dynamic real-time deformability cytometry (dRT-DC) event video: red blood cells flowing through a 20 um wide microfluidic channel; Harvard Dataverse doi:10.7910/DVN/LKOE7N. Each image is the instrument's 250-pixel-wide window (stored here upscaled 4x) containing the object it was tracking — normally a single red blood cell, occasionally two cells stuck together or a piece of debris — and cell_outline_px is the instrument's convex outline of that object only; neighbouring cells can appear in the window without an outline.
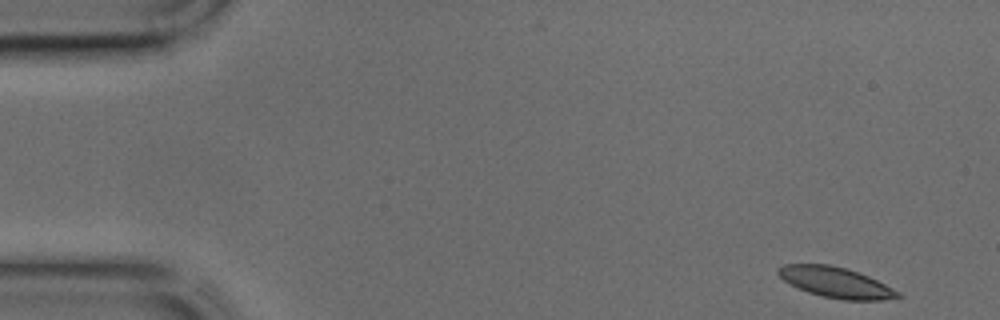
{"species": "common noctule bat (a hibernating species)", "species_latin": "Nyctalus noctula", "temperature_condition": "cold", "stored_images_in_passage": 42, "camera_frame_rate_fps": 3000, "um_per_image_px": 0.085, "animal": {"sex": "male", "body_mass_g": 17.9, "forearm_length_mm": 54.2}, "frame": {"image": 1, "passage_image": 1, "time_ms": 0.0, "image_size_px": [1000, 320], "cell_outline_px": [[904, 296], [884, 300], [840, 300], [808, 292], [784, 280], [776, 272], [776, 268], [784, 264], [828, 264], [848, 268], [868, 276], [900, 292]], "centroid_in_image_um": [71.06, 24.0], "position_along_channel_um": 13.9, "area_um2": 21.21}}
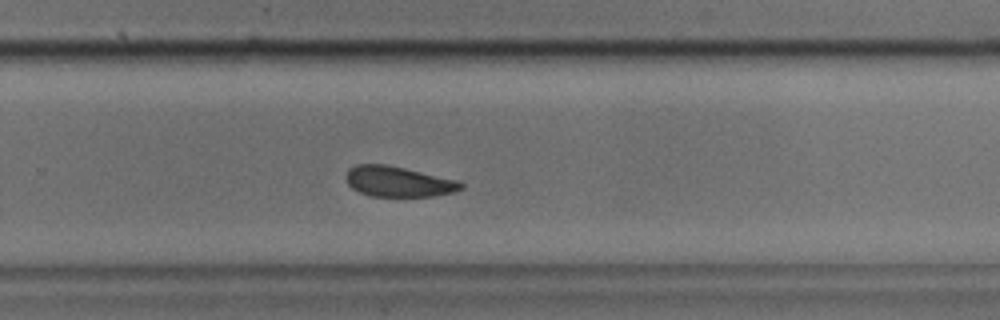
{"frame": {"image": 2, "passage_image": 27, "time_ms": 8.667, "image_size_px": [1000, 320], "cell_outline_px": [[464, 188], [456, 192], [432, 196], [368, 196], [352, 188], [348, 184], [344, 176], [348, 168], [356, 164], [388, 164], [456, 180], [464, 184]], "centroid_in_image_um": [33.82, 15.43], "position_along_channel_um": 296.0, "area_um2": 20.52}}
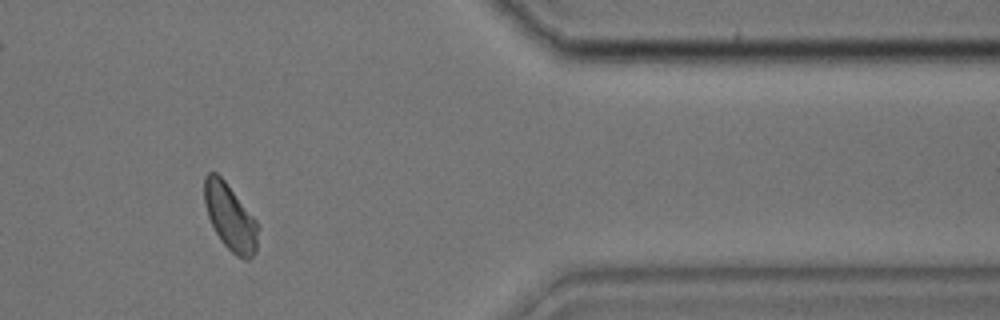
{"frame": {"image": 3, "passage_image": 35, "time_ms": 11.333, "image_size_px": [1000, 320], "cell_outline_px": [[260, 228], [256, 252], [248, 260], [244, 260], [236, 256], [220, 240], [208, 216], [204, 204], [204, 176], [208, 172], [216, 172], [224, 180], [260, 224]], "centroid_in_image_um": [19.59, 18.48], "position_along_channel_um": 391.8, "area_um2": 20.98}}